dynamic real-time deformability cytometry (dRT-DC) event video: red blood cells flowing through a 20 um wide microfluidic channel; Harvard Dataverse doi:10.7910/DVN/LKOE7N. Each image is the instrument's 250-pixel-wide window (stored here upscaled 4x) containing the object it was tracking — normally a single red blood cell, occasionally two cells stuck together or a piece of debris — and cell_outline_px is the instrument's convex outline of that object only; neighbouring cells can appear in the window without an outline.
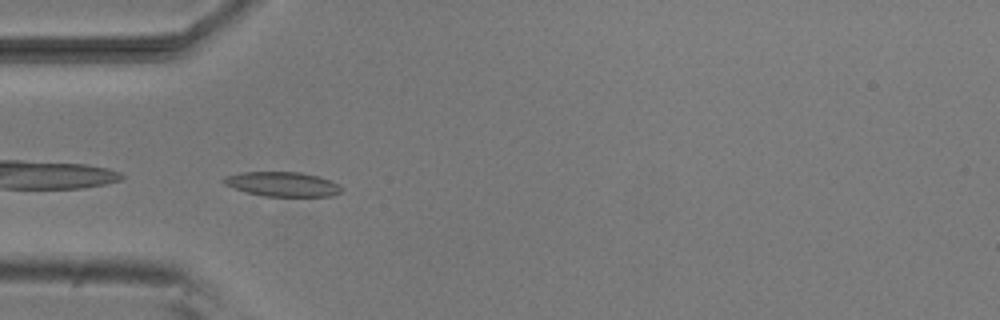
{"species": "common noctule bat (a hibernating species)", "species_latin": "Nyctalus noctula", "temperature_condition": "room temperature", "stored_images_in_passage": 38, "camera_frame_rate_fps": 3000, "um_per_image_px": 0.085, "animal": {"sex": "male", "body_mass_g": 20.5, "forearm_length_mm": 52.5}, "frame": {"image": 1, "passage_image": 1, "time_ms": 0.0, "image_size_px": [1000, 320], "cell_outline_px": [[344, 188], [340, 192], [332, 196], [264, 196], [244, 192], [224, 184], [220, 180], [224, 176], [240, 172], [300, 172], [316, 176], [328, 180]], "centroid_in_image_um": [23.93, 15.65], "position_along_channel_um": 61.1, "area_um2": 16.82}}
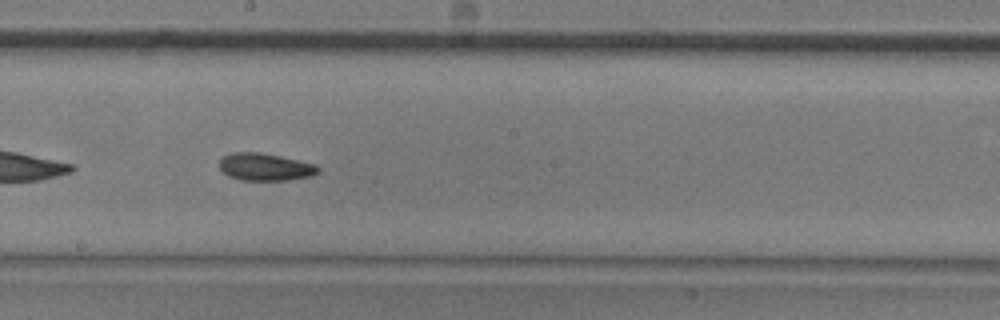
{"frame": {"image": 2, "passage_image": 14, "time_ms": 4.333, "image_size_px": [1000, 320], "cell_outline_px": [[320, 172], [312, 176], [288, 180], [240, 180], [228, 176], [220, 168], [220, 160], [224, 156], [232, 152], [256, 152], [280, 156], [316, 164], [320, 168]], "centroid_in_image_um": [22.57, 14.2], "position_along_channel_um": 225.6, "area_um2": 15.78}}
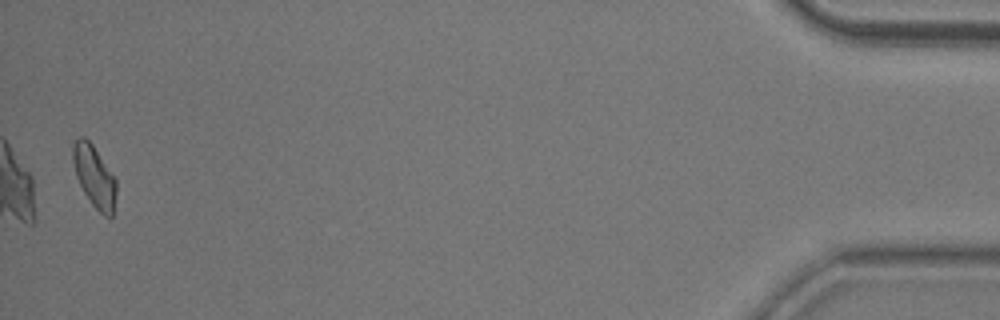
{"frame": {"image": 3, "passage_image": 37, "time_ms": 12.0, "image_size_px": [1000, 320], "cell_outline_px": [[116, 192], [112, 216], [104, 216], [92, 204], [84, 192], [76, 176], [72, 160], [72, 144], [80, 136], [84, 136], [92, 144], [116, 180]], "centroid_in_image_um": [7.99, 14.97], "position_along_channel_um": 427.2, "area_um2": 15.32}, "authors_computed_cell_mechanics": {"area_um2": 15.606, "velocity_mm_per_s": 3.8248, "shape_relaxation_time_tau1_ms": 4.4253, "shape_relaxation_time_tau2_ms": null, "deformation_change_tau1": 0.1026, "deformation_change_tau2": null}}